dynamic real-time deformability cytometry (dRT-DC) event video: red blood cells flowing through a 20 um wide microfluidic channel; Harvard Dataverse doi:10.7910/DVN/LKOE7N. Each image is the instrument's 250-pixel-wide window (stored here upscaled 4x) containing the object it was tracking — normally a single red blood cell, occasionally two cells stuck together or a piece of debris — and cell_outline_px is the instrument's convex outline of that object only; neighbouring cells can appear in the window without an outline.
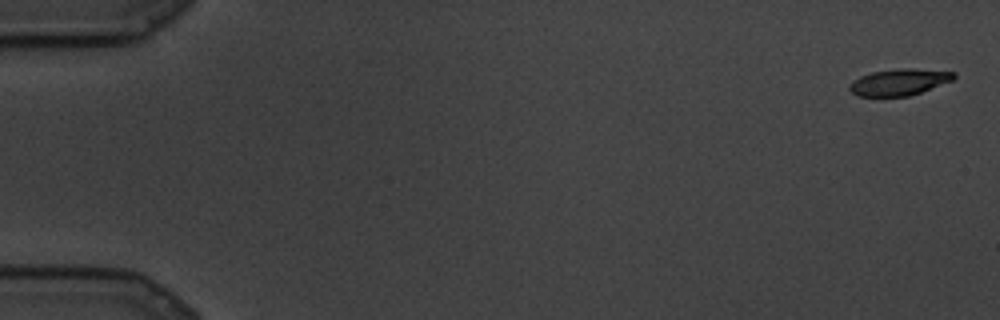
{"species": "common noctule bat (a hibernating species)", "species_latin": "Nyctalus noctula", "temperature_condition": "cold", "stored_images_in_passage": 51, "camera_frame_rate_fps": 3000, "um_per_image_px": 0.085, "animal": {"sex": "male", "body_mass_g": 19.5, "forearm_length_mm": 54.6}, "frame": {"image": 1, "passage_image": 1, "time_ms": 0.0, "image_size_px": [1000, 320], "cell_outline_px": [[956, 76], [952, 80], [920, 92], [908, 96], [860, 96], [852, 92], [848, 88], [852, 80], [860, 76], [872, 72], [900, 68], [908, 68], [956, 72]], "centroid_in_image_um": [76.41, 6.97], "position_along_channel_um": 8.6, "area_um2": 15.9}}
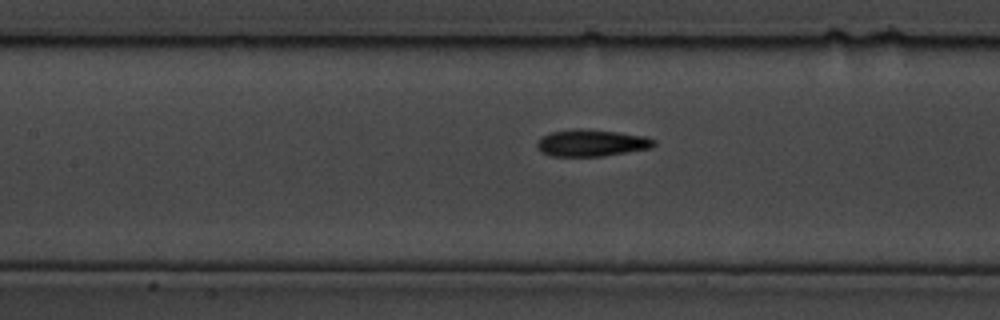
{"frame": {"image": 2, "passage_image": 40, "time_ms": 13.0, "image_size_px": [1000, 320], "cell_outline_px": [[656, 144], [652, 148], [600, 156], [552, 156], [540, 152], [536, 148], [536, 144], [540, 136], [552, 132], [572, 128], [580, 128], [616, 132], [644, 136], [656, 140]], "centroid_in_image_um": [50.23, 12.14], "position_along_channel_um": 157.2, "area_um2": 18.38}}
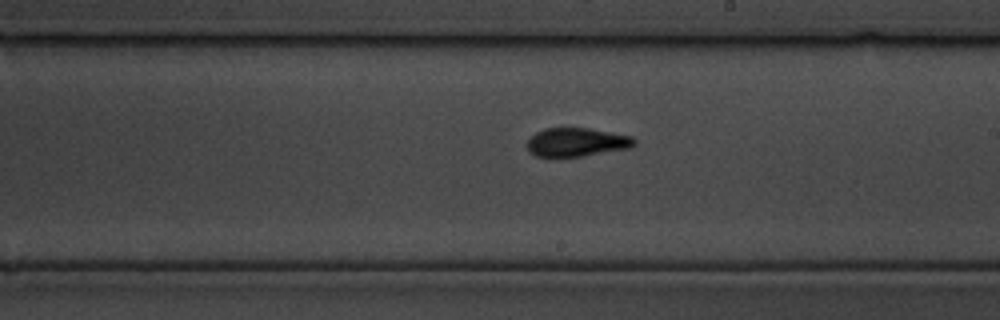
{"frame": {"image": 3, "passage_image": 51, "time_ms": 16.667, "image_size_px": [1000, 320], "cell_outline_px": [[636, 144], [632, 148], [580, 156], [536, 156], [528, 152], [524, 144], [536, 132], [544, 128], [588, 128], [612, 132], [632, 136], [636, 140]], "centroid_in_image_um": [49.01, 12.08], "position_along_channel_um": 240.0, "area_um2": 18.03}}